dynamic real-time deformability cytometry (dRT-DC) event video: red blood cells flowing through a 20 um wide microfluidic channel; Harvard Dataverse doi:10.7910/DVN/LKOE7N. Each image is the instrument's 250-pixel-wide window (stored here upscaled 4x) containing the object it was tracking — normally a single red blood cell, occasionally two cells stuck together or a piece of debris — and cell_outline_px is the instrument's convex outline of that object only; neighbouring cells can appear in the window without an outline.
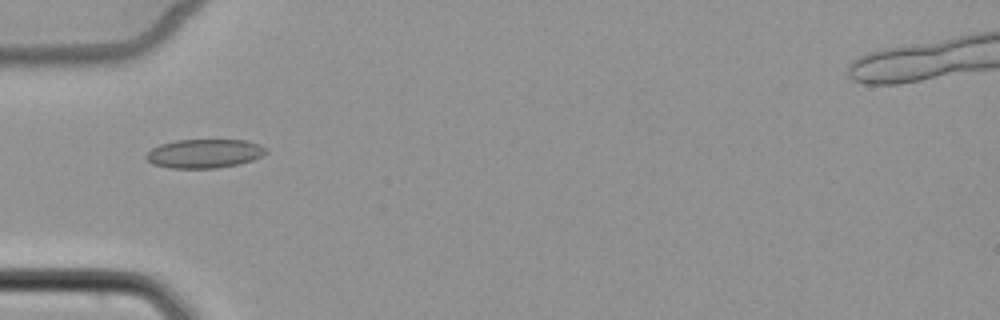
{"species": "common noctule bat (a hibernating species)", "species_latin": "Nyctalus noctula", "temperature_condition": "cold", "stored_images_in_passage": 3, "camera_frame_rate_fps": 3000, "um_per_image_px": 0.085, "animal": {"sex": "female", "body_mass_g": 22.7, "forearm_length_mm": 54.2}, "frame": {"image": 1, "passage_image": 1, "time_ms": 0.0, "image_size_px": [1000, 320], "cell_outline_px": [[268, 152], [252, 160], [240, 164], [216, 168], [168, 168], [152, 164], [144, 156], [152, 148], [160, 144], [176, 140], [248, 140], [260, 144]], "centroid_in_image_um": [17.36, 13.05], "position_along_channel_um": 67.6, "area_um2": 20.23}}
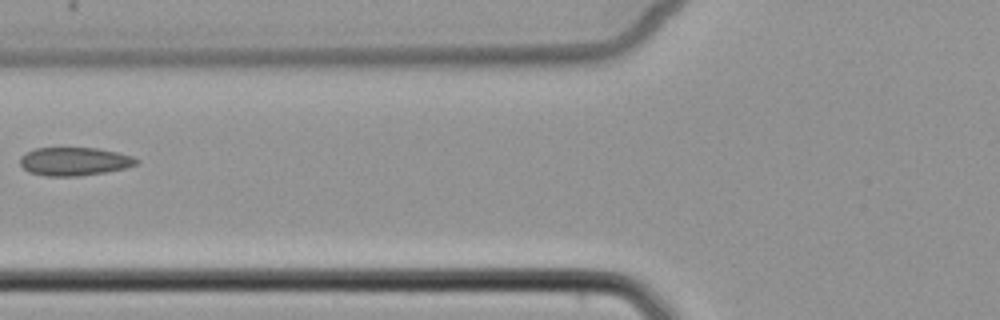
{"frame": {"image": 2, "passage_image": 2, "time_ms": 1.333, "image_size_px": [1000, 320], "cell_outline_px": [[140, 160], [136, 164], [124, 168], [104, 172], [80, 176], [44, 176], [28, 172], [20, 164], [20, 156], [36, 148], [96, 148], [116, 152], [132, 156]], "centroid_in_image_um": [6.3, 13.72], "position_along_channel_um": 119.5, "area_um2": 19.07}}
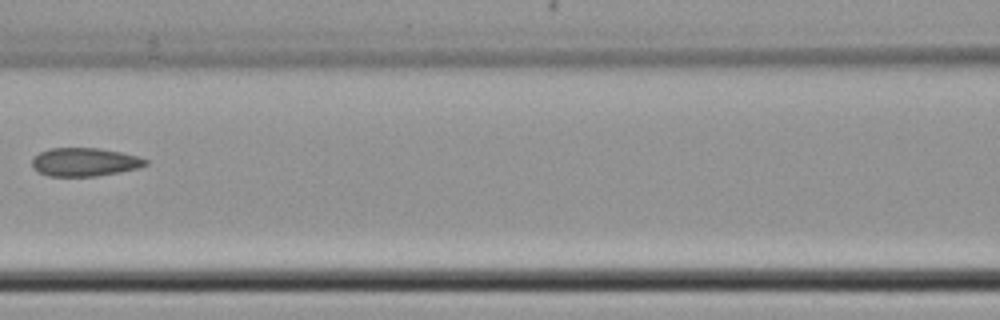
{"frame": {"image": 3, "passage_image": 3, "time_ms": 2.333, "image_size_px": [1000, 320], "cell_outline_px": [[148, 164], [140, 168], [120, 172], [96, 176], [48, 176], [36, 172], [32, 168], [32, 160], [40, 152], [52, 148], [100, 148], [140, 156], [148, 160]], "centroid_in_image_um": [7.22, 13.78], "position_along_channel_um": 159.4, "area_um2": 18.96}}